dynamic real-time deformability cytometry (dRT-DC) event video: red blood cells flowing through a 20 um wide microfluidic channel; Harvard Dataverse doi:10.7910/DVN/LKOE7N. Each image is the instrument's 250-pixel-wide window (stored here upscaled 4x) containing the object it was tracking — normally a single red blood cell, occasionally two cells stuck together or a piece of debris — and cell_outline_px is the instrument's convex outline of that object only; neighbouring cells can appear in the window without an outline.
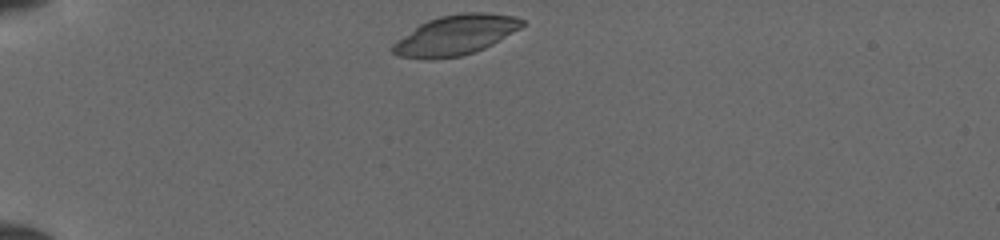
{"species": "common noctule bat (a hibernating species)", "species_latin": "Nyctalus noctula", "temperature_condition": "cold", "stored_images_in_passage": 24, "camera_frame_rate_fps": 3000, "um_per_image_px": 0.085, "animal": {"sex": "female", "body_mass_g": 19.5, "forearm_length_mm": 54.1}, "frame": {"image": 1, "passage_image": 1, "time_ms": 0.0, "image_size_px": [1000, 240], "cell_outline_px": [[524, 24], [520, 28], [492, 44], [484, 48], [460, 56], [432, 60], [428, 60], [400, 56], [392, 52], [392, 44], [420, 24], [428, 20], [440, 16], [464, 12], [484, 12], [516, 16], [524, 20]], "centroid_in_image_um": [38.72, 2.98], "position_along_channel_um": 46.3, "area_um2": 29.88}}
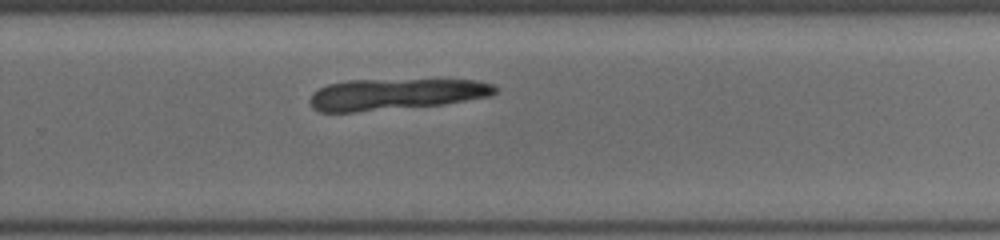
{"frame": {"image": 2, "passage_image": 15, "time_ms": 4.667, "image_size_px": [1000, 240], "cell_outline_px": [[496, 92], [492, 96], [444, 104], [352, 112], [320, 112], [312, 108], [308, 100], [312, 92], [328, 84], [348, 80], [476, 80], [492, 84], [496, 88]], "centroid_in_image_um": [33.59, 8.01], "position_along_channel_um": 296.2, "area_um2": 33.7}}
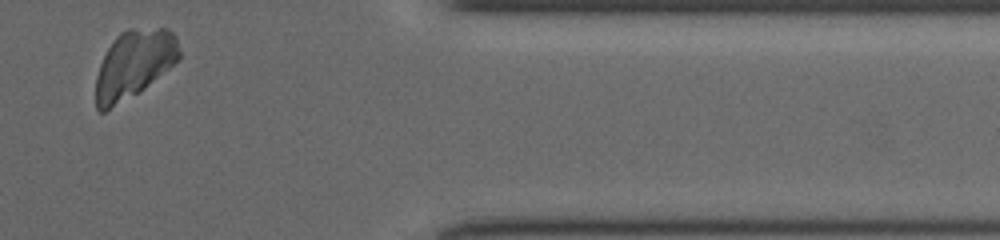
{"frame": {"image": 3, "passage_image": 21, "time_ms": 6.667, "image_size_px": [1000, 240], "cell_outline_px": [[180, 60], [140, 92], [104, 112], [100, 112], [96, 108], [96, 76], [100, 64], [108, 48], [116, 36], [120, 32], [128, 28], [168, 28], [176, 36], [180, 52]], "centroid_in_image_um": [11.41, 5.45], "position_along_channel_um": 400.0, "area_um2": 33.29}}